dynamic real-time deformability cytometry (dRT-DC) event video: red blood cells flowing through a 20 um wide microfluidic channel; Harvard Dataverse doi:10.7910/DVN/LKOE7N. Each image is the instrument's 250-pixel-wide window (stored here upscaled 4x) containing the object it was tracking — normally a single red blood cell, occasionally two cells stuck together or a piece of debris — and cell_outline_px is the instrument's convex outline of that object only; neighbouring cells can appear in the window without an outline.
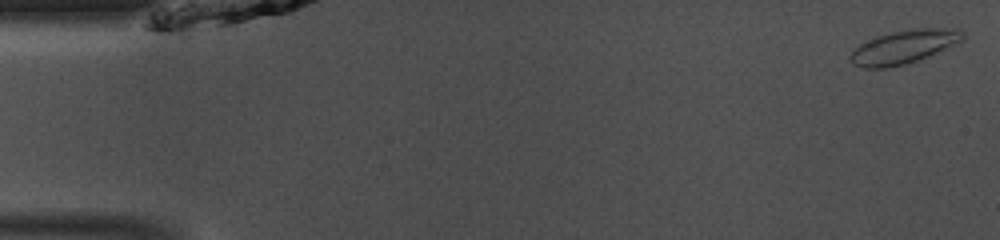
{"species": "common noctule bat (a hibernating species)", "species_latin": "Nyctalus noctula", "temperature_condition": "room temperature", "stored_images_in_passage": 48, "camera_frame_rate_fps": 3000, "um_per_image_px": 0.085, "animal": {"sex": "male", "body_mass_g": 13.0, "forearm_length_mm": 53.1}, "frame": {"image": 1, "passage_image": 1, "time_ms": 0.0, "image_size_px": [1000, 240], "cell_outline_px": [[964, 40], [932, 56], [904, 64], [884, 68], [864, 68], [852, 64], [848, 60], [848, 56], [860, 44], [876, 36], [908, 28], [956, 28], [964, 32]], "centroid_in_image_um": [76.85, 3.98], "position_along_channel_um": 8.1, "area_um2": 22.31}}
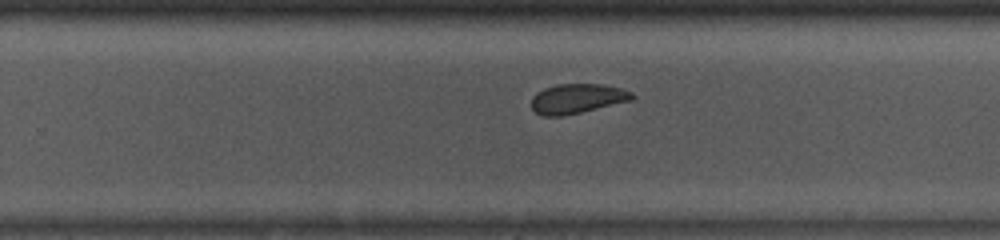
{"frame": {"image": 2, "passage_image": 30, "time_ms": 9.667, "image_size_px": [1000, 240], "cell_outline_px": [[636, 96], [632, 100], [580, 112], [560, 116], [544, 116], [536, 112], [532, 108], [532, 96], [536, 92], [544, 88], [556, 84], [604, 84], [620, 88], [632, 92]], "centroid_in_image_um": [49.06, 8.37], "position_along_channel_um": 280.7, "area_um2": 17.34}}
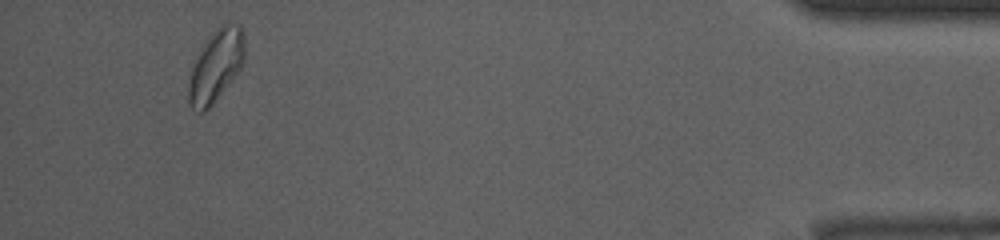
{"frame": {"image": 3, "passage_image": 45, "time_ms": 14.667, "image_size_px": [1000, 240], "cell_outline_px": [[244, 64], [212, 104], [204, 112], [196, 112], [188, 104], [188, 84], [192, 68], [200, 48], [216, 28], [220, 24], [228, 20], [240, 24], [244, 32]], "centroid_in_image_um": [18.36, 5.54], "position_along_channel_um": 416.8, "area_um2": 23.7}, "authors_computed_cell_mechanics": {"area_um2": 18.9873, "velocity_mm_per_s": 4.1036, "shape_relaxation_time_tau1_ms": 3.1405, "shape_relaxation_time_tau2_ms": 0.9101, "deformation_change_tau1": 0.0639, "deformation_change_tau2": 0.0262}}